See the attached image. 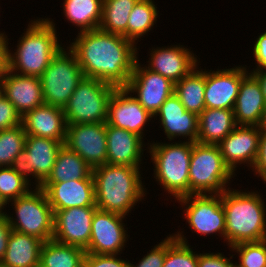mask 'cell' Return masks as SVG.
Wrapping results in <instances>:
<instances>
[{
  "mask_svg": "<svg viewBox=\"0 0 266 267\" xmlns=\"http://www.w3.org/2000/svg\"><path fill=\"white\" fill-rule=\"evenodd\" d=\"M230 249L239 257L236 267H266V239L240 243Z\"/></svg>",
  "mask_w": 266,
  "mask_h": 267,
  "instance_id": "obj_37",
  "label": "cell"
},
{
  "mask_svg": "<svg viewBox=\"0 0 266 267\" xmlns=\"http://www.w3.org/2000/svg\"><path fill=\"white\" fill-rule=\"evenodd\" d=\"M260 133L258 126L237 125L218 144L224 163L234 174L237 165L247 164L245 166L253 167L258 154Z\"/></svg>",
  "mask_w": 266,
  "mask_h": 267,
  "instance_id": "obj_18",
  "label": "cell"
},
{
  "mask_svg": "<svg viewBox=\"0 0 266 267\" xmlns=\"http://www.w3.org/2000/svg\"><path fill=\"white\" fill-rule=\"evenodd\" d=\"M154 0H138L130 12L127 22V39L137 44L139 39L154 27L158 10Z\"/></svg>",
  "mask_w": 266,
  "mask_h": 267,
  "instance_id": "obj_33",
  "label": "cell"
},
{
  "mask_svg": "<svg viewBox=\"0 0 266 267\" xmlns=\"http://www.w3.org/2000/svg\"><path fill=\"white\" fill-rule=\"evenodd\" d=\"M63 13L80 31L99 29L102 20L103 0H64Z\"/></svg>",
  "mask_w": 266,
  "mask_h": 267,
  "instance_id": "obj_30",
  "label": "cell"
},
{
  "mask_svg": "<svg viewBox=\"0 0 266 267\" xmlns=\"http://www.w3.org/2000/svg\"><path fill=\"white\" fill-rule=\"evenodd\" d=\"M251 170L266 183V131L260 133L258 154Z\"/></svg>",
  "mask_w": 266,
  "mask_h": 267,
  "instance_id": "obj_42",
  "label": "cell"
},
{
  "mask_svg": "<svg viewBox=\"0 0 266 267\" xmlns=\"http://www.w3.org/2000/svg\"><path fill=\"white\" fill-rule=\"evenodd\" d=\"M62 146L61 141L51 138L27 136L24 149L15 157L10 167L30 183L32 176L35 179L34 185L40 187L51 173Z\"/></svg>",
  "mask_w": 266,
  "mask_h": 267,
  "instance_id": "obj_10",
  "label": "cell"
},
{
  "mask_svg": "<svg viewBox=\"0 0 266 267\" xmlns=\"http://www.w3.org/2000/svg\"><path fill=\"white\" fill-rule=\"evenodd\" d=\"M12 227L5 214L0 215V262L4 258L7 250L8 239L11 235Z\"/></svg>",
  "mask_w": 266,
  "mask_h": 267,
  "instance_id": "obj_44",
  "label": "cell"
},
{
  "mask_svg": "<svg viewBox=\"0 0 266 267\" xmlns=\"http://www.w3.org/2000/svg\"><path fill=\"white\" fill-rule=\"evenodd\" d=\"M107 164L140 167L142 164L144 140L128 130L106 123Z\"/></svg>",
  "mask_w": 266,
  "mask_h": 267,
  "instance_id": "obj_24",
  "label": "cell"
},
{
  "mask_svg": "<svg viewBox=\"0 0 266 267\" xmlns=\"http://www.w3.org/2000/svg\"><path fill=\"white\" fill-rule=\"evenodd\" d=\"M137 59L134 70L125 88L135 95L138 102L153 116L160 109L165 100L174 93V83L154 72Z\"/></svg>",
  "mask_w": 266,
  "mask_h": 267,
  "instance_id": "obj_14",
  "label": "cell"
},
{
  "mask_svg": "<svg viewBox=\"0 0 266 267\" xmlns=\"http://www.w3.org/2000/svg\"><path fill=\"white\" fill-rule=\"evenodd\" d=\"M2 95H4L23 117L28 111L44 104L40 77L13 73L7 68L2 80Z\"/></svg>",
  "mask_w": 266,
  "mask_h": 267,
  "instance_id": "obj_20",
  "label": "cell"
},
{
  "mask_svg": "<svg viewBox=\"0 0 266 267\" xmlns=\"http://www.w3.org/2000/svg\"><path fill=\"white\" fill-rule=\"evenodd\" d=\"M197 142L218 145L237 126L231 109L205 108L198 115Z\"/></svg>",
  "mask_w": 266,
  "mask_h": 267,
  "instance_id": "obj_27",
  "label": "cell"
},
{
  "mask_svg": "<svg viewBox=\"0 0 266 267\" xmlns=\"http://www.w3.org/2000/svg\"><path fill=\"white\" fill-rule=\"evenodd\" d=\"M184 218L190 229L200 235L213 234L224 238L225 242V214L222 206V195L218 194H191L179 198ZM182 203V204H181Z\"/></svg>",
  "mask_w": 266,
  "mask_h": 267,
  "instance_id": "obj_11",
  "label": "cell"
},
{
  "mask_svg": "<svg viewBox=\"0 0 266 267\" xmlns=\"http://www.w3.org/2000/svg\"><path fill=\"white\" fill-rule=\"evenodd\" d=\"M140 168L111 164L94 167L92 175L96 207L102 211L128 216L129 211L131 213L133 207L147 195Z\"/></svg>",
  "mask_w": 266,
  "mask_h": 267,
  "instance_id": "obj_2",
  "label": "cell"
},
{
  "mask_svg": "<svg viewBox=\"0 0 266 267\" xmlns=\"http://www.w3.org/2000/svg\"><path fill=\"white\" fill-rule=\"evenodd\" d=\"M150 146V147H149ZM149 148V150H148ZM151 161L154 163V178L165 192L175 198L189 195V164L192 142L183 141L163 143L154 142L147 146Z\"/></svg>",
  "mask_w": 266,
  "mask_h": 267,
  "instance_id": "obj_5",
  "label": "cell"
},
{
  "mask_svg": "<svg viewBox=\"0 0 266 267\" xmlns=\"http://www.w3.org/2000/svg\"><path fill=\"white\" fill-rule=\"evenodd\" d=\"M235 174L224 163L218 145L192 142L189 164V195H222ZM228 184V185H227Z\"/></svg>",
  "mask_w": 266,
  "mask_h": 267,
  "instance_id": "obj_6",
  "label": "cell"
},
{
  "mask_svg": "<svg viewBox=\"0 0 266 267\" xmlns=\"http://www.w3.org/2000/svg\"><path fill=\"white\" fill-rule=\"evenodd\" d=\"M64 145L92 169L107 164L106 123L67 125Z\"/></svg>",
  "mask_w": 266,
  "mask_h": 267,
  "instance_id": "obj_13",
  "label": "cell"
},
{
  "mask_svg": "<svg viewBox=\"0 0 266 267\" xmlns=\"http://www.w3.org/2000/svg\"><path fill=\"white\" fill-rule=\"evenodd\" d=\"M265 107L261 86L249 72L241 81L233 109L236 124L259 126Z\"/></svg>",
  "mask_w": 266,
  "mask_h": 267,
  "instance_id": "obj_25",
  "label": "cell"
},
{
  "mask_svg": "<svg viewBox=\"0 0 266 267\" xmlns=\"http://www.w3.org/2000/svg\"><path fill=\"white\" fill-rule=\"evenodd\" d=\"M181 232L177 231L167 236V251L163 267H197L198 253L193 252L186 236L183 235V231Z\"/></svg>",
  "mask_w": 266,
  "mask_h": 267,
  "instance_id": "obj_34",
  "label": "cell"
},
{
  "mask_svg": "<svg viewBox=\"0 0 266 267\" xmlns=\"http://www.w3.org/2000/svg\"><path fill=\"white\" fill-rule=\"evenodd\" d=\"M22 124V117L13 104L4 96L0 97V131Z\"/></svg>",
  "mask_w": 266,
  "mask_h": 267,
  "instance_id": "obj_39",
  "label": "cell"
},
{
  "mask_svg": "<svg viewBox=\"0 0 266 267\" xmlns=\"http://www.w3.org/2000/svg\"><path fill=\"white\" fill-rule=\"evenodd\" d=\"M125 218L126 216L117 213L97 209L93 215L90 243L85 249L86 253L120 255L129 236L124 228Z\"/></svg>",
  "mask_w": 266,
  "mask_h": 267,
  "instance_id": "obj_12",
  "label": "cell"
},
{
  "mask_svg": "<svg viewBox=\"0 0 266 267\" xmlns=\"http://www.w3.org/2000/svg\"><path fill=\"white\" fill-rule=\"evenodd\" d=\"M83 78L74 52L61 47L40 76L44 103L63 109Z\"/></svg>",
  "mask_w": 266,
  "mask_h": 267,
  "instance_id": "obj_9",
  "label": "cell"
},
{
  "mask_svg": "<svg viewBox=\"0 0 266 267\" xmlns=\"http://www.w3.org/2000/svg\"><path fill=\"white\" fill-rule=\"evenodd\" d=\"M138 0H103L102 20L99 29L127 38V22Z\"/></svg>",
  "mask_w": 266,
  "mask_h": 267,
  "instance_id": "obj_32",
  "label": "cell"
},
{
  "mask_svg": "<svg viewBox=\"0 0 266 267\" xmlns=\"http://www.w3.org/2000/svg\"><path fill=\"white\" fill-rule=\"evenodd\" d=\"M1 95H2V86L0 84V97H1Z\"/></svg>",
  "mask_w": 266,
  "mask_h": 267,
  "instance_id": "obj_49",
  "label": "cell"
},
{
  "mask_svg": "<svg viewBox=\"0 0 266 267\" xmlns=\"http://www.w3.org/2000/svg\"><path fill=\"white\" fill-rule=\"evenodd\" d=\"M26 137L23 124L0 131V167H10L24 149Z\"/></svg>",
  "mask_w": 266,
  "mask_h": 267,
  "instance_id": "obj_35",
  "label": "cell"
},
{
  "mask_svg": "<svg viewBox=\"0 0 266 267\" xmlns=\"http://www.w3.org/2000/svg\"><path fill=\"white\" fill-rule=\"evenodd\" d=\"M258 191L228 188L222 194L228 247L266 239V205Z\"/></svg>",
  "mask_w": 266,
  "mask_h": 267,
  "instance_id": "obj_4",
  "label": "cell"
},
{
  "mask_svg": "<svg viewBox=\"0 0 266 267\" xmlns=\"http://www.w3.org/2000/svg\"><path fill=\"white\" fill-rule=\"evenodd\" d=\"M246 65L232 68L205 69V108L234 109L242 79L249 73Z\"/></svg>",
  "mask_w": 266,
  "mask_h": 267,
  "instance_id": "obj_16",
  "label": "cell"
},
{
  "mask_svg": "<svg viewBox=\"0 0 266 267\" xmlns=\"http://www.w3.org/2000/svg\"><path fill=\"white\" fill-rule=\"evenodd\" d=\"M69 48L76 55L84 77L125 87L138 59L139 48L120 34L100 29L78 32ZM138 49V50H137Z\"/></svg>",
  "mask_w": 266,
  "mask_h": 267,
  "instance_id": "obj_1",
  "label": "cell"
},
{
  "mask_svg": "<svg viewBox=\"0 0 266 267\" xmlns=\"http://www.w3.org/2000/svg\"><path fill=\"white\" fill-rule=\"evenodd\" d=\"M32 189L34 190L32 191ZM9 203L16 215L14 218V214H5L12 230L35 236L44 242L52 240L54 211L45 192L40 187L34 186L27 194L7 204L9 205Z\"/></svg>",
  "mask_w": 266,
  "mask_h": 267,
  "instance_id": "obj_7",
  "label": "cell"
},
{
  "mask_svg": "<svg viewBox=\"0 0 266 267\" xmlns=\"http://www.w3.org/2000/svg\"><path fill=\"white\" fill-rule=\"evenodd\" d=\"M250 73L257 79L259 82L262 94L266 103V69H260V70H251Z\"/></svg>",
  "mask_w": 266,
  "mask_h": 267,
  "instance_id": "obj_46",
  "label": "cell"
},
{
  "mask_svg": "<svg viewBox=\"0 0 266 267\" xmlns=\"http://www.w3.org/2000/svg\"><path fill=\"white\" fill-rule=\"evenodd\" d=\"M31 185L11 167H0V197L6 204L27 194Z\"/></svg>",
  "mask_w": 266,
  "mask_h": 267,
  "instance_id": "obj_36",
  "label": "cell"
},
{
  "mask_svg": "<svg viewBox=\"0 0 266 267\" xmlns=\"http://www.w3.org/2000/svg\"><path fill=\"white\" fill-rule=\"evenodd\" d=\"M94 179L92 168L74 151L63 144L57 153L51 173L43 183Z\"/></svg>",
  "mask_w": 266,
  "mask_h": 267,
  "instance_id": "obj_28",
  "label": "cell"
},
{
  "mask_svg": "<svg viewBox=\"0 0 266 267\" xmlns=\"http://www.w3.org/2000/svg\"><path fill=\"white\" fill-rule=\"evenodd\" d=\"M166 251L167 237L149 250L139 263L133 264V262H129V267H163Z\"/></svg>",
  "mask_w": 266,
  "mask_h": 267,
  "instance_id": "obj_38",
  "label": "cell"
},
{
  "mask_svg": "<svg viewBox=\"0 0 266 267\" xmlns=\"http://www.w3.org/2000/svg\"><path fill=\"white\" fill-rule=\"evenodd\" d=\"M85 254L83 248L52 239L42 245L39 267H84Z\"/></svg>",
  "mask_w": 266,
  "mask_h": 267,
  "instance_id": "obj_31",
  "label": "cell"
},
{
  "mask_svg": "<svg viewBox=\"0 0 266 267\" xmlns=\"http://www.w3.org/2000/svg\"><path fill=\"white\" fill-rule=\"evenodd\" d=\"M152 118L154 116L138 102L132 93L125 87H116L108 102L107 124L135 133L144 140V126Z\"/></svg>",
  "mask_w": 266,
  "mask_h": 267,
  "instance_id": "obj_17",
  "label": "cell"
},
{
  "mask_svg": "<svg viewBox=\"0 0 266 267\" xmlns=\"http://www.w3.org/2000/svg\"><path fill=\"white\" fill-rule=\"evenodd\" d=\"M84 267H129V261L118 255H98L86 253Z\"/></svg>",
  "mask_w": 266,
  "mask_h": 267,
  "instance_id": "obj_40",
  "label": "cell"
},
{
  "mask_svg": "<svg viewBox=\"0 0 266 267\" xmlns=\"http://www.w3.org/2000/svg\"><path fill=\"white\" fill-rule=\"evenodd\" d=\"M6 205L7 204L0 197V215H3V214H6L7 213L6 211L5 212L3 211L4 209L6 210V208H5V207H7Z\"/></svg>",
  "mask_w": 266,
  "mask_h": 267,
  "instance_id": "obj_48",
  "label": "cell"
},
{
  "mask_svg": "<svg viewBox=\"0 0 266 267\" xmlns=\"http://www.w3.org/2000/svg\"><path fill=\"white\" fill-rule=\"evenodd\" d=\"M96 206L72 207L54 211L52 239L65 245L86 249L90 243L93 215Z\"/></svg>",
  "mask_w": 266,
  "mask_h": 267,
  "instance_id": "obj_15",
  "label": "cell"
},
{
  "mask_svg": "<svg viewBox=\"0 0 266 267\" xmlns=\"http://www.w3.org/2000/svg\"><path fill=\"white\" fill-rule=\"evenodd\" d=\"M184 45L152 47L147 68L170 79L174 84L199 65L196 54Z\"/></svg>",
  "mask_w": 266,
  "mask_h": 267,
  "instance_id": "obj_19",
  "label": "cell"
},
{
  "mask_svg": "<svg viewBox=\"0 0 266 267\" xmlns=\"http://www.w3.org/2000/svg\"><path fill=\"white\" fill-rule=\"evenodd\" d=\"M231 258L233 259V255L228 258L221 252L198 253L197 267H236Z\"/></svg>",
  "mask_w": 266,
  "mask_h": 267,
  "instance_id": "obj_41",
  "label": "cell"
},
{
  "mask_svg": "<svg viewBox=\"0 0 266 267\" xmlns=\"http://www.w3.org/2000/svg\"><path fill=\"white\" fill-rule=\"evenodd\" d=\"M27 136L66 140L67 122L62 108L42 104L22 117Z\"/></svg>",
  "mask_w": 266,
  "mask_h": 267,
  "instance_id": "obj_23",
  "label": "cell"
},
{
  "mask_svg": "<svg viewBox=\"0 0 266 267\" xmlns=\"http://www.w3.org/2000/svg\"><path fill=\"white\" fill-rule=\"evenodd\" d=\"M253 57L257 64V67L253 68V70L266 69V32L256 38L253 47Z\"/></svg>",
  "mask_w": 266,
  "mask_h": 267,
  "instance_id": "obj_43",
  "label": "cell"
},
{
  "mask_svg": "<svg viewBox=\"0 0 266 267\" xmlns=\"http://www.w3.org/2000/svg\"><path fill=\"white\" fill-rule=\"evenodd\" d=\"M116 86L84 77L63 108L67 125L106 123L108 102Z\"/></svg>",
  "mask_w": 266,
  "mask_h": 267,
  "instance_id": "obj_8",
  "label": "cell"
},
{
  "mask_svg": "<svg viewBox=\"0 0 266 267\" xmlns=\"http://www.w3.org/2000/svg\"><path fill=\"white\" fill-rule=\"evenodd\" d=\"M258 127L261 131H266V107L263 111L262 119Z\"/></svg>",
  "mask_w": 266,
  "mask_h": 267,
  "instance_id": "obj_47",
  "label": "cell"
},
{
  "mask_svg": "<svg viewBox=\"0 0 266 267\" xmlns=\"http://www.w3.org/2000/svg\"><path fill=\"white\" fill-rule=\"evenodd\" d=\"M30 22L13 53L6 35L7 69L20 75L40 77L63 44L59 43L55 23L50 18Z\"/></svg>",
  "mask_w": 266,
  "mask_h": 267,
  "instance_id": "obj_3",
  "label": "cell"
},
{
  "mask_svg": "<svg viewBox=\"0 0 266 267\" xmlns=\"http://www.w3.org/2000/svg\"><path fill=\"white\" fill-rule=\"evenodd\" d=\"M198 67L174 84V94L186 111L197 115L205 109V70Z\"/></svg>",
  "mask_w": 266,
  "mask_h": 267,
  "instance_id": "obj_29",
  "label": "cell"
},
{
  "mask_svg": "<svg viewBox=\"0 0 266 267\" xmlns=\"http://www.w3.org/2000/svg\"><path fill=\"white\" fill-rule=\"evenodd\" d=\"M40 188L45 192L53 210L96 206L94 179L42 183Z\"/></svg>",
  "mask_w": 266,
  "mask_h": 267,
  "instance_id": "obj_22",
  "label": "cell"
},
{
  "mask_svg": "<svg viewBox=\"0 0 266 267\" xmlns=\"http://www.w3.org/2000/svg\"><path fill=\"white\" fill-rule=\"evenodd\" d=\"M159 116L160 127L166 138L172 142L177 137H185L187 141L197 142L198 136V115L186 111V108L180 102V99L173 93L161 105L160 109L154 115V119Z\"/></svg>",
  "mask_w": 266,
  "mask_h": 267,
  "instance_id": "obj_21",
  "label": "cell"
},
{
  "mask_svg": "<svg viewBox=\"0 0 266 267\" xmlns=\"http://www.w3.org/2000/svg\"><path fill=\"white\" fill-rule=\"evenodd\" d=\"M6 68V34L0 32V84Z\"/></svg>",
  "mask_w": 266,
  "mask_h": 267,
  "instance_id": "obj_45",
  "label": "cell"
},
{
  "mask_svg": "<svg viewBox=\"0 0 266 267\" xmlns=\"http://www.w3.org/2000/svg\"><path fill=\"white\" fill-rule=\"evenodd\" d=\"M44 241L12 230L0 267H39Z\"/></svg>",
  "mask_w": 266,
  "mask_h": 267,
  "instance_id": "obj_26",
  "label": "cell"
}]
</instances>
